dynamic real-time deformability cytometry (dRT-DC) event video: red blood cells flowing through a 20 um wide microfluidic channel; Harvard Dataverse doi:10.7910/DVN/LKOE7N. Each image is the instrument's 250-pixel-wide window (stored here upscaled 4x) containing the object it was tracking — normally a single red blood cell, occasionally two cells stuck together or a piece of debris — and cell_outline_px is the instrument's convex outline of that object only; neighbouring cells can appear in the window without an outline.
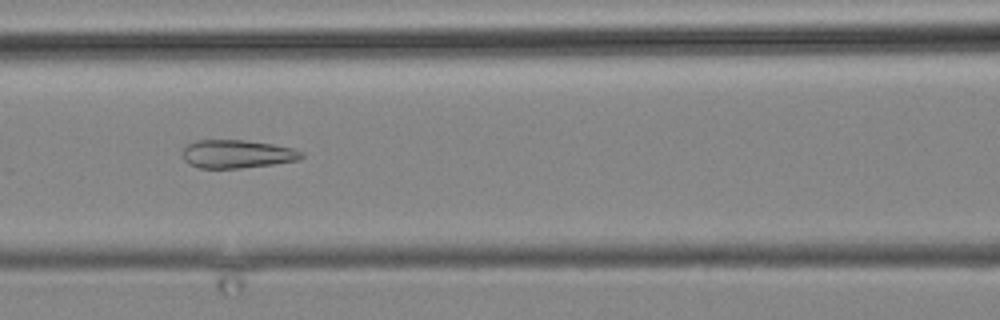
{"species": "common noctule bat (a hibernating species)", "species_latin": "Nyctalus noctula", "temperature_condition": "cold", "stored_images_in_passage": 7, "camera_frame_rate_fps": 3000, "um_per_image_px": 0.085, "animal": {"sex": "male", "body_mass_g": 19.2, "forearm_length_mm": 51.8}, "frame": {"image": 1, "passage_image": 7, "time_ms": 8.0, "image_size_px": [1000, 320], "cell_outline_px": [[304, 156], [300, 160], [272, 164], [240, 168], [200, 168], [188, 164], [184, 160], [180, 152], [188, 144], [196, 140], [244, 140], [272, 144], [292, 148], [304, 152]], "centroid_in_image_um": [20.13, 13.09], "position_along_channel_um": 146.5, "area_um2": 19.71}}